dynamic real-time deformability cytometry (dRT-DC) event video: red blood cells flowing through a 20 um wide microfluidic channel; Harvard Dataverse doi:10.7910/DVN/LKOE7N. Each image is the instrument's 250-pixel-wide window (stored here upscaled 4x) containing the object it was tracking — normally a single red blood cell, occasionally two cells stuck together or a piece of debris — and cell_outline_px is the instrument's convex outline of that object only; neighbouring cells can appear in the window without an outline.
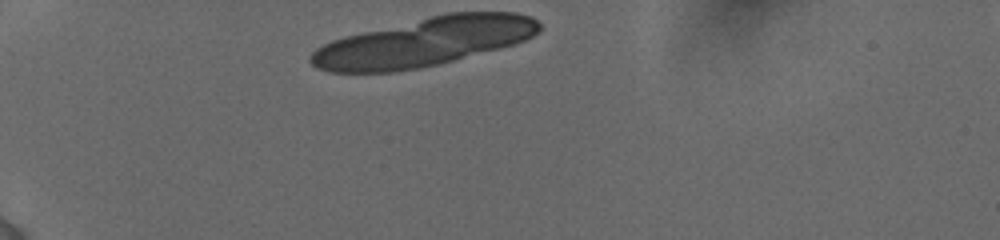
{"species": "human", "species_latin": "Homo sapiens", "temperature_condition": "cold", "stored_images_in_passage": 8, "camera_frame_rate_fps": 3000, "um_per_image_px": 0.085, "donor": {"sex": "female"}, "frame": {"image": 1, "passage_image": 1, "time_ms": 0.0, "image_size_px": [1000, 240], "cell_outline_px": [[540, 32], [524, 40], [500, 48], [420, 68], [392, 72], [332, 72], [316, 68], [308, 60], [308, 56], [316, 48], [332, 40], [344, 36], [448, 12], [516, 12], [532, 16], [540, 24]], "centroid_in_image_um": [36.03, 3.56], "position_along_channel_um": 49.0, "area_um2": 64.39}}